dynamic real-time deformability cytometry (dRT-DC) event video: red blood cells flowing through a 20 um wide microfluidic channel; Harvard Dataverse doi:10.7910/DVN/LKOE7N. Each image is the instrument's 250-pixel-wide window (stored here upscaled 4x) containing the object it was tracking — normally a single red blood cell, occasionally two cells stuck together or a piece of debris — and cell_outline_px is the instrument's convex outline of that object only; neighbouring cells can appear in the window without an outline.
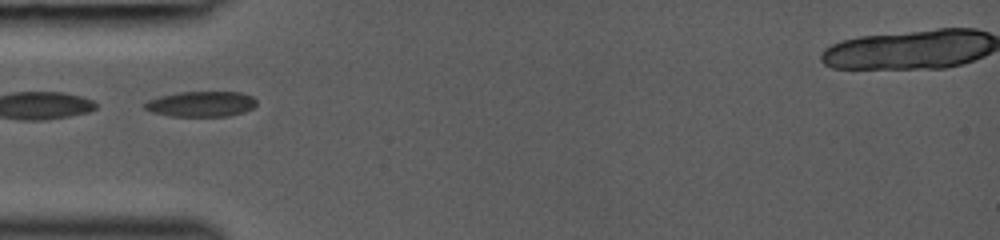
{"species": "common noctule bat (a hibernating species)", "species_latin": "Nyctalus noctula", "temperature_condition": "room temperature", "stored_images_in_passage": 27, "camera_frame_rate_fps": 3000, "um_per_image_px": 0.085, "animal": {"sex": "female", "body_mass_g": 19.0, "forearm_length_mm": 53.3}, "frame": {"image": 1, "passage_image": 1, "time_ms": 0.0, "image_size_px": [1000, 240], "cell_outline_px": [[256, 104], [252, 108], [244, 112], [228, 116], [172, 116], [152, 112], [144, 108], [144, 104], [148, 100], [160, 96], [180, 92], [240, 92], [252, 96], [256, 100]], "centroid_in_image_um": [17.11, 8.84], "position_along_channel_um": 67.9, "area_um2": 16.47}}
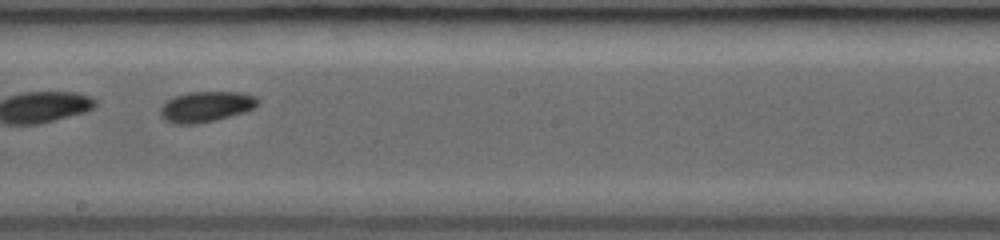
{"frame": {"image": 2, "passage_image": 12, "time_ms": 3.667, "image_size_px": [1000, 240], "cell_outline_px": [[260, 104], [256, 108], [244, 112], [216, 120], [196, 124], [176, 124], [164, 120], [160, 116], [160, 108], [168, 100], [176, 96], [188, 92], [244, 92], [256, 96], [260, 100]], "centroid_in_image_um": [17.56, 9.06], "position_along_channel_um": 230.6, "area_um2": 17.57}}